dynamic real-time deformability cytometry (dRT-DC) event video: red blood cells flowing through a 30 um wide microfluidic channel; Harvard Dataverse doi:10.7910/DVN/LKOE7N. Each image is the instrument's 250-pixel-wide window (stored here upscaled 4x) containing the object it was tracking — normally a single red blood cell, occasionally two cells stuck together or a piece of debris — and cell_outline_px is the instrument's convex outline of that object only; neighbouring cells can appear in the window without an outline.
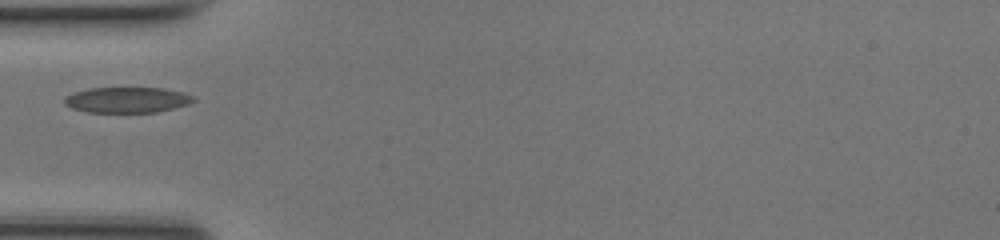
{"species": "common noctule bat (a hibernating species)", "species_latin": "Nyctalus noctula", "temperature_condition": "room temperature", "stored_images_in_passage": 20, "camera_frame_rate_fps": 3000, "um_per_image_px": 0.085, "animal": {"sex": "female", "body_mass_g": 17.0, "forearm_length_mm": 48.0}, "frame": {"image": 1, "passage_image": 1, "time_ms": 0.0, "image_size_px": [1000, 240], "cell_outline_px": [[196, 100], [188, 104], [156, 112], [88, 112], [72, 108], [64, 104], [64, 96], [72, 92], [88, 88], [164, 88], [180, 92], [192, 96]], "centroid_in_image_um": [10.74, 8.48], "position_along_channel_um": 74.3, "area_um2": 19.19}}
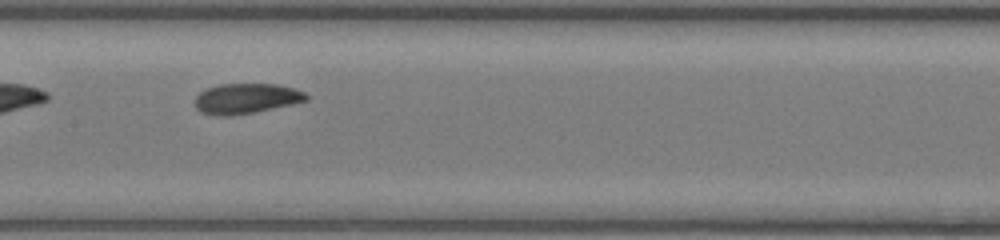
{"frame": {"image": 2, "passage_image": 9, "time_ms": 2.667, "image_size_px": [1000, 240], "cell_outline_px": [[308, 100], [252, 112], [228, 116], [220, 116], [200, 112], [196, 108], [196, 96], [200, 92], [208, 88], [220, 84], [276, 84], [292, 88], [304, 92], [308, 96]], "centroid_in_image_um": [20.89, 8.37], "position_along_channel_um": 186.5, "area_um2": 19.19}}
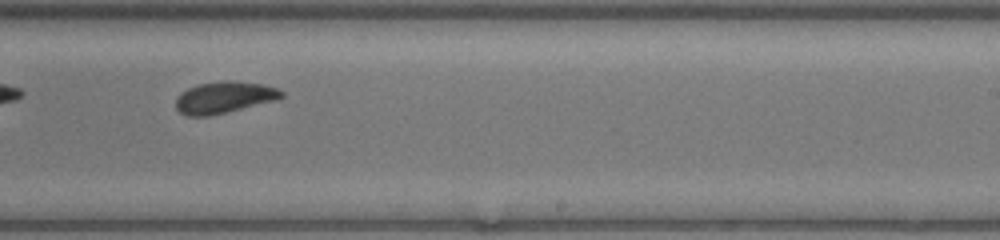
{"frame": {"image": 3, "passage_image": 15, "time_ms": 4.667, "image_size_px": [1000, 240], "cell_outline_px": [[284, 96], [276, 100], [208, 116], [188, 116], [180, 112], [176, 108], [176, 100], [180, 92], [188, 88], [200, 84], [224, 80], [228, 80], [264, 84], [276, 88], [284, 92]], "centroid_in_image_um": [19.05, 8.27], "position_along_channel_um": 269.9, "area_um2": 19.31}}